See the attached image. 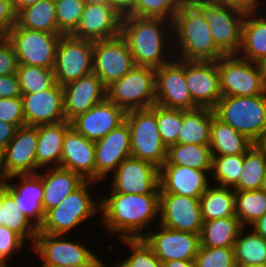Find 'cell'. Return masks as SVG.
Returning <instances> with one entry per match:
<instances>
[{
  "mask_svg": "<svg viewBox=\"0 0 266 267\" xmlns=\"http://www.w3.org/2000/svg\"><path fill=\"white\" fill-rule=\"evenodd\" d=\"M111 194L97 206L103 212V223L109 231L121 234V239L143 238L139 231L159 214L160 194Z\"/></svg>",
  "mask_w": 266,
  "mask_h": 267,
  "instance_id": "cell-1",
  "label": "cell"
},
{
  "mask_svg": "<svg viewBox=\"0 0 266 267\" xmlns=\"http://www.w3.org/2000/svg\"><path fill=\"white\" fill-rule=\"evenodd\" d=\"M172 26L182 51L181 59L216 61L225 55L213 40L205 5L181 8L175 14Z\"/></svg>",
  "mask_w": 266,
  "mask_h": 267,
  "instance_id": "cell-2",
  "label": "cell"
},
{
  "mask_svg": "<svg viewBox=\"0 0 266 267\" xmlns=\"http://www.w3.org/2000/svg\"><path fill=\"white\" fill-rule=\"evenodd\" d=\"M164 21L166 19L123 16L120 35L125 39L135 65L156 69L171 60L162 56L163 40L166 39L164 32L161 33Z\"/></svg>",
  "mask_w": 266,
  "mask_h": 267,
  "instance_id": "cell-3",
  "label": "cell"
},
{
  "mask_svg": "<svg viewBox=\"0 0 266 267\" xmlns=\"http://www.w3.org/2000/svg\"><path fill=\"white\" fill-rule=\"evenodd\" d=\"M130 129L131 157L160 168L166 161L167 147L157 124V104L125 114Z\"/></svg>",
  "mask_w": 266,
  "mask_h": 267,
  "instance_id": "cell-4",
  "label": "cell"
},
{
  "mask_svg": "<svg viewBox=\"0 0 266 267\" xmlns=\"http://www.w3.org/2000/svg\"><path fill=\"white\" fill-rule=\"evenodd\" d=\"M215 116L255 142L266 128V93L255 96H222Z\"/></svg>",
  "mask_w": 266,
  "mask_h": 267,
  "instance_id": "cell-5",
  "label": "cell"
},
{
  "mask_svg": "<svg viewBox=\"0 0 266 267\" xmlns=\"http://www.w3.org/2000/svg\"><path fill=\"white\" fill-rule=\"evenodd\" d=\"M107 99L125 113L155 104V68L135 65L121 79L106 88Z\"/></svg>",
  "mask_w": 266,
  "mask_h": 267,
  "instance_id": "cell-6",
  "label": "cell"
},
{
  "mask_svg": "<svg viewBox=\"0 0 266 267\" xmlns=\"http://www.w3.org/2000/svg\"><path fill=\"white\" fill-rule=\"evenodd\" d=\"M235 54L218 59L220 91L222 96H255L266 93V79L259 63Z\"/></svg>",
  "mask_w": 266,
  "mask_h": 267,
  "instance_id": "cell-7",
  "label": "cell"
},
{
  "mask_svg": "<svg viewBox=\"0 0 266 267\" xmlns=\"http://www.w3.org/2000/svg\"><path fill=\"white\" fill-rule=\"evenodd\" d=\"M5 37L14 48L18 64L54 69L60 34L29 30L15 23Z\"/></svg>",
  "mask_w": 266,
  "mask_h": 267,
  "instance_id": "cell-8",
  "label": "cell"
},
{
  "mask_svg": "<svg viewBox=\"0 0 266 267\" xmlns=\"http://www.w3.org/2000/svg\"><path fill=\"white\" fill-rule=\"evenodd\" d=\"M93 180H85L77 189L69 194L61 204L45 214L38 233L63 235L79 226L81 222L94 215L98 210L90 196L88 185Z\"/></svg>",
  "mask_w": 266,
  "mask_h": 267,
  "instance_id": "cell-9",
  "label": "cell"
},
{
  "mask_svg": "<svg viewBox=\"0 0 266 267\" xmlns=\"http://www.w3.org/2000/svg\"><path fill=\"white\" fill-rule=\"evenodd\" d=\"M55 80L61 86L93 71V41L61 35L54 66Z\"/></svg>",
  "mask_w": 266,
  "mask_h": 267,
  "instance_id": "cell-10",
  "label": "cell"
},
{
  "mask_svg": "<svg viewBox=\"0 0 266 267\" xmlns=\"http://www.w3.org/2000/svg\"><path fill=\"white\" fill-rule=\"evenodd\" d=\"M134 66L132 53L121 35L93 42L92 72L106 88L121 79Z\"/></svg>",
  "mask_w": 266,
  "mask_h": 267,
  "instance_id": "cell-11",
  "label": "cell"
},
{
  "mask_svg": "<svg viewBox=\"0 0 266 267\" xmlns=\"http://www.w3.org/2000/svg\"><path fill=\"white\" fill-rule=\"evenodd\" d=\"M178 61H169L155 69V104L169 109H196L186 84L185 60Z\"/></svg>",
  "mask_w": 266,
  "mask_h": 267,
  "instance_id": "cell-12",
  "label": "cell"
},
{
  "mask_svg": "<svg viewBox=\"0 0 266 267\" xmlns=\"http://www.w3.org/2000/svg\"><path fill=\"white\" fill-rule=\"evenodd\" d=\"M62 237V239H60ZM63 235L38 233L32 244L43 258L42 267L61 265H105L89 249L80 243L63 240Z\"/></svg>",
  "mask_w": 266,
  "mask_h": 267,
  "instance_id": "cell-13",
  "label": "cell"
},
{
  "mask_svg": "<svg viewBox=\"0 0 266 267\" xmlns=\"http://www.w3.org/2000/svg\"><path fill=\"white\" fill-rule=\"evenodd\" d=\"M185 79L192 100L198 108L216 107L222 97L218 60H185Z\"/></svg>",
  "mask_w": 266,
  "mask_h": 267,
  "instance_id": "cell-14",
  "label": "cell"
},
{
  "mask_svg": "<svg viewBox=\"0 0 266 267\" xmlns=\"http://www.w3.org/2000/svg\"><path fill=\"white\" fill-rule=\"evenodd\" d=\"M205 16L216 46L225 54L239 53L245 14L216 1L205 5Z\"/></svg>",
  "mask_w": 266,
  "mask_h": 267,
  "instance_id": "cell-15",
  "label": "cell"
},
{
  "mask_svg": "<svg viewBox=\"0 0 266 267\" xmlns=\"http://www.w3.org/2000/svg\"><path fill=\"white\" fill-rule=\"evenodd\" d=\"M159 224L178 231L199 234L203 225L200 199L160 193Z\"/></svg>",
  "mask_w": 266,
  "mask_h": 267,
  "instance_id": "cell-16",
  "label": "cell"
},
{
  "mask_svg": "<svg viewBox=\"0 0 266 267\" xmlns=\"http://www.w3.org/2000/svg\"><path fill=\"white\" fill-rule=\"evenodd\" d=\"M112 191L138 195L160 194L159 168L130 156L115 170Z\"/></svg>",
  "mask_w": 266,
  "mask_h": 267,
  "instance_id": "cell-17",
  "label": "cell"
},
{
  "mask_svg": "<svg viewBox=\"0 0 266 267\" xmlns=\"http://www.w3.org/2000/svg\"><path fill=\"white\" fill-rule=\"evenodd\" d=\"M160 232H147L144 241L151 247L160 261L194 260L200 247V235L168 229L159 225Z\"/></svg>",
  "mask_w": 266,
  "mask_h": 267,
  "instance_id": "cell-18",
  "label": "cell"
},
{
  "mask_svg": "<svg viewBox=\"0 0 266 267\" xmlns=\"http://www.w3.org/2000/svg\"><path fill=\"white\" fill-rule=\"evenodd\" d=\"M21 99L27 126L36 127L66 121L63 110V86L57 82L47 90L22 94Z\"/></svg>",
  "mask_w": 266,
  "mask_h": 267,
  "instance_id": "cell-19",
  "label": "cell"
},
{
  "mask_svg": "<svg viewBox=\"0 0 266 267\" xmlns=\"http://www.w3.org/2000/svg\"><path fill=\"white\" fill-rule=\"evenodd\" d=\"M122 18L109 4L85 5L80 22L71 35L93 42L114 38L121 33Z\"/></svg>",
  "mask_w": 266,
  "mask_h": 267,
  "instance_id": "cell-20",
  "label": "cell"
},
{
  "mask_svg": "<svg viewBox=\"0 0 266 267\" xmlns=\"http://www.w3.org/2000/svg\"><path fill=\"white\" fill-rule=\"evenodd\" d=\"M37 126L18 127L5 147L4 180L18 174H36Z\"/></svg>",
  "mask_w": 266,
  "mask_h": 267,
  "instance_id": "cell-21",
  "label": "cell"
},
{
  "mask_svg": "<svg viewBox=\"0 0 266 267\" xmlns=\"http://www.w3.org/2000/svg\"><path fill=\"white\" fill-rule=\"evenodd\" d=\"M106 98V87L93 72L64 85L63 110L66 121H71Z\"/></svg>",
  "mask_w": 266,
  "mask_h": 267,
  "instance_id": "cell-22",
  "label": "cell"
},
{
  "mask_svg": "<svg viewBox=\"0 0 266 267\" xmlns=\"http://www.w3.org/2000/svg\"><path fill=\"white\" fill-rule=\"evenodd\" d=\"M125 112L107 98L73 118L71 126L89 140L106 136L125 121Z\"/></svg>",
  "mask_w": 266,
  "mask_h": 267,
  "instance_id": "cell-23",
  "label": "cell"
},
{
  "mask_svg": "<svg viewBox=\"0 0 266 267\" xmlns=\"http://www.w3.org/2000/svg\"><path fill=\"white\" fill-rule=\"evenodd\" d=\"M95 181L116 170L121 162L131 156L130 129L126 121L103 138L95 141Z\"/></svg>",
  "mask_w": 266,
  "mask_h": 267,
  "instance_id": "cell-24",
  "label": "cell"
},
{
  "mask_svg": "<svg viewBox=\"0 0 266 267\" xmlns=\"http://www.w3.org/2000/svg\"><path fill=\"white\" fill-rule=\"evenodd\" d=\"M95 141L78 133L72 126L66 131L62 145L60 168L95 181Z\"/></svg>",
  "mask_w": 266,
  "mask_h": 267,
  "instance_id": "cell-25",
  "label": "cell"
},
{
  "mask_svg": "<svg viewBox=\"0 0 266 267\" xmlns=\"http://www.w3.org/2000/svg\"><path fill=\"white\" fill-rule=\"evenodd\" d=\"M207 171L209 170L179 165H162L159 168L160 193H173L200 199L209 186L205 173Z\"/></svg>",
  "mask_w": 266,
  "mask_h": 267,
  "instance_id": "cell-26",
  "label": "cell"
},
{
  "mask_svg": "<svg viewBox=\"0 0 266 267\" xmlns=\"http://www.w3.org/2000/svg\"><path fill=\"white\" fill-rule=\"evenodd\" d=\"M21 178V182L17 184L8 183L5 180L7 192L14 198L21 213L39 228L45 218V212L42 207L43 202V186L40 176L36 174H18L7 177L12 179Z\"/></svg>",
  "mask_w": 266,
  "mask_h": 267,
  "instance_id": "cell-27",
  "label": "cell"
},
{
  "mask_svg": "<svg viewBox=\"0 0 266 267\" xmlns=\"http://www.w3.org/2000/svg\"><path fill=\"white\" fill-rule=\"evenodd\" d=\"M43 186L42 207L45 214L57 207L62 201L77 189L85 179L78 173L60 167L48 169L47 174L37 173Z\"/></svg>",
  "mask_w": 266,
  "mask_h": 267,
  "instance_id": "cell-28",
  "label": "cell"
},
{
  "mask_svg": "<svg viewBox=\"0 0 266 267\" xmlns=\"http://www.w3.org/2000/svg\"><path fill=\"white\" fill-rule=\"evenodd\" d=\"M70 127V121L37 126L36 170L49 163L60 166L64 135Z\"/></svg>",
  "mask_w": 266,
  "mask_h": 267,
  "instance_id": "cell-29",
  "label": "cell"
},
{
  "mask_svg": "<svg viewBox=\"0 0 266 267\" xmlns=\"http://www.w3.org/2000/svg\"><path fill=\"white\" fill-rule=\"evenodd\" d=\"M253 144L247 136L213 116L209 143L212 156L245 154Z\"/></svg>",
  "mask_w": 266,
  "mask_h": 267,
  "instance_id": "cell-30",
  "label": "cell"
},
{
  "mask_svg": "<svg viewBox=\"0 0 266 267\" xmlns=\"http://www.w3.org/2000/svg\"><path fill=\"white\" fill-rule=\"evenodd\" d=\"M214 115V110L209 108L182 110V126L177 143L209 145Z\"/></svg>",
  "mask_w": 266,
  "mask_h": 267,
  "instance_id": "cell-31",
  "label": "cell"
},
{
  "mask_svg": "<svg viewBox=\"0 0 266 267\" xmlns=\"http://www.w3.org/2000/svg\"><path fill=\"white\" fill-rule=\"evenodd\" d=\"M252 15L244 17L239 51L245 54L241 58L259 63L266 57V18L261 15L253 18Z\"/></svg>",
  "mask_w": 266,
  "mask_h": 267,
  "instance_id": "cell-32",
  "label": "cell"
},
{
  "mask_svg": "<svg viewBox=\"0 0 266 267\" xmlns=\"http://www.w3.org/2000/svg\"><path fill=\"white\" fill-rule=\"evenodd\" d=\"M245 228L236 217L204 221L200 232V245L205 247H234L237 236Z\"/></svg>",
  "mask_w": 266,
  "mask_h": 267,
  "instance_id": "cell-33",
  "label": "cell"
},
{
  "mask_svg": "<svg viewBox=\"0 0 266 267\" xmlns=\"http://www.w3.org/2000/svg\"><path fill=\"white\" fill-rule=\"evenodd\" d=\"M16 24L29 30L58 33L55 0H41L21 9Z\"/></svg>",
  "mask_w": 266,
  "mask_h": 267,
  "instance_id": "cell-34",
  "label": "cell"
},
{
  "mask_svg": "<svg viewBox=\"0 0 266 267\" xmlns=\"http://www.w3.org/2000/svg\"><path fill=\"white\" fill-rule=\"evenodd\" d=\"M200 204L203 222L225 217H236L235 191L233 188L221 186L211 188L209 186L200 197Z\"/></svg>",
  "mask_w": 266,
  "mask_h": 267,
  "instance_id": "cell-35",
  "label": "cell"
},
{
  "mask_svg": "<svg viewBox=\"0 0 266 267\" xmlns=\"http://www.w3.org/2000/svg\"><path fill=\"white\" fill-rule=\"evenodd\" d=\"M212 152L210 145L174 144L167 148L163 165H179L198 170H211Z\"/></svg>",
  "mask_w": 266,
  "mask_h": 267,
  "instance_id": "cell-36",
  "label": "cell"
},
{
  "mask_svg": "<svg viewBox=\"0 0 266 267\" xmlns=\"http://www.w3.org/2000/svg\"><path fill=\"white\" fill-rule=\"evenodd\" d=\"M0 225L19 234L24 240L28 236L35 241L39 228L21 213V209L15 203L14 198L7 192L4 180V198L2 200Z\"/></svg>",
  "mask_w": 266,
  "mask_h": 267,
  "instance_id": "cell-37",
  "label": "cell"
},
{
  "mask_svg": "<svg viewBox=\"0 0 266 267\" xmlns=\"http://www.w3.org/2000/svg\"><path fill=\"white\" fill-rule=\"evenodd\" d=\"M244 231V228L240 231L233 247L236 265L247 266L266 263V240L254 231L242 236Z\"/></svg>",
  "mask_w": 266,
  "mask_h": 267,
  "instance_id": "cell-38",
  "label": "cell"
},
{
  "mask_svg": "<svg viewBox=\"0 0 266 267\" xmlns=\"http://www.w3.org/2000/svg\"><path fill=\"white\" fill-rule=\"evenodd\" d=\"M266 172V158L253 144L244 154L243 171L234 191L259 190Z\"/></svg>",
  "mask_w": 266,
  "mask_h": 267,
  "instance_id": "cell-39",
  "label": "cell"
},
{
  "mask_svg": "<svg viewBox=\"0 0 266 267\" xmlns=\"http://www.w3.org/2000/svg\"><path fill=\"white\" fill-rule=\"evenodd\" d=\"M235 213L241 224H253L266 213L264 190L235 191Z\"/></svg>",
  "mask_w": 266,
  "mask_h": 267,
  "instance_id": "cell-40",
  "label": "cell"
},
{
  "mask_svg": "<svg viewBox=\"0 0 266 267\" xmlns=\"http://www.w3.org/2000/svg\"><path fill=\"white\" fill-rule=\"evenodd\" d=\"M17 76L22 94H32L47 90L55 83L53 69L18 64Z\"/></svg>",
  "mask_w": 266,
  "mask_h": 267,
  "instance_id": "cell-41",
  "label": "cell"
},
{
  "mask_svg": "<svg viewBox=\"0 0 266 267\" xmlns=\"http://www.w3.org/2000/svg\"><path fill=\"white\" fill-rule=\"evenodd\" d=\"M244 154L222 155L212 157V168L215 178L221 187L233 188L243 171Z\"/></svg>",
  "mask_w": 266,
  "mask_h": 267,
  "instance_id": "cell-42",
  "label": "cell"
},
{
  "mask_svg": "<svg viewBox=\"0 0 266 267\" xmlns=\"http://www.w3.org/2000/svg\"><path fill=\"white\" fill-rule=\"evenodd\" d=\"M179 10L177 0H134L132 10L127 15L167 19V22L172 25L175 14Z\"/></svg>",
  "mask_w": 266,
  "mask_h": 267,
  "instance_id": "cell-43",
  "label": "cell"
},
{
  "mask_svg": "<svg viewBox=\"0 0 266 267\" xmlns=\"http://www.w3.org/2000/svg\"><path fill=\"white\" fill-rule=\"evenodd\" d=\"M84 6L82 0H55L58 34L71 35L76 30Z\"/></svg>",
  "mask_w": 266,
  "mask_h": 267,
  "instance_id": "cell-44",
  "label": "cell"
},
{
  "mask_svg": "<svg viewBox=\"0 0 266 267\" xmlns=\"http://www.w3.org/2000/svg\"><path fill=\"white\" fill-rule=\"evenodd\" d=\"M157 124L165 146L168 148L177 144V138L182 126V110L169 109L157 105Z\"/></svg>",
  "mask_w": 266,
  "mask_h": 267,
  "instance_id": "cell-45",
  "label": "cell"
},
{
  "mask_svg": "<svg viewBox=\"0 0 266 267\" xmlns=\"http://www.w3.org/2000/svg\"><path fill=\"white\" fill-rule=\"evenodd\" d=\"M122 240L130 247L132 254L117 267H162V262L143 238Z\"/></svg>",
  "mask_w": 266,
  "mask_h": 267,
  "instance_id": "cell-46",
  "label": "cell"
},
{
  "mask_svg": "<svg viewBox=\"0 0 266 267\" xmlns=\"http://www.w3.org/2000/svg\"><path fill=\"white\" fill-rule=\"evenodd\" d=\"M197 267H237L233 247H199L195 256Z\"/></svg>",
  "mask_w": 266,
  "mask_h": 267,
  "instance_id": "cell-47",
  "label": "cell"
},
{
  "mask_svg": "<svg viewBox=\"0 0 266 267\" xmlns=\"http://www.w3.org/2000/svg\"><path fill=\"white\" fill-rule=\"evenodd\" d=\"M0 121L25 126L21 97L0 98Z\"/></svg>",
  "mask_w": 266,
  "mask_h": 267,
  "instance_id": "cell-48",
  "label": "cell"
},
{
  "mask_svg": "<svg viewBox=\"0 0 266 267\" xmlns=\"http://www.w3.org/2000/svg\"><path fill=\"white\" fill-rule=\"evenodd\" d=\"M24 239L4 225H0V267H8L7 257L24 244Z\"/></svg>",
  "mask_w": 266,
  "mask_h": 267,
  "instance_id": "cell-49",
  "label": "cell"
},
{
  "mask_svg": "<svg viewBox=\"0 0 266 267\" xmlns=\"http://www.w3.org/2000/svg\"><path fill=\"white\" fill-rule=\"evenodd\" d=\"M18 60L14 48L5 36H0V75L17 73Z\"/></svg>",
  "mask_w": 266,
  "mask_h": 267,
  "instance_id": "cell-50",
  "label": "cell"
},
{
  "mask_svg": "<svg viewBox=\"0 0 266 267\" xmlns=\"http://www.w3.org/2000/svg\"><path fill=\"white\" fill-rule=\"evenodd\" d=\"M17 73L0 75V98L21 97Z\"/></svg>",
  "mask_w": 266,
  "mask_h": 267,
  "instance_id": "cell-51",
  "label": "cell"
},
{
  "mask_svg": "<svg viewBox=\"0 0 266 267\" xmlns=\"http://www.w3.org/2000/svg\"><path fill=\"white\" fill-rule=\"evenodd\" d=\"M16 23V14L10 0H0V36H6Z\"/></svg>",
  "mask_w": 266,
  "mask_h": 267,
  "instance_id": "cell-52",
  "label": "cell"
},
{
  "mask_svg": "<svg viewBox=\"0 0 266 267\" xmlns=\"http://www.w3.org/2000/svg\"><path fill=\"white\" fill-rule=\"evenodd\" d=\"M218 4L235 9L243 14H253L258 0H215Z\"/></svg>",
  "mask_w": 266,
  "mask_h": 267,
  "instance_id": "cell-53",
  "label": "cell"
},
{
  "mask_svg": "<svg viewBox=\"0 0 266 267\" xmlns=\"http://www.w3.org/2000/svg\"><path fill=\"white\" fill-rule=\"evenodd\" d=\"M16 130L15 125L0 121V146L5 148L15 136Z\"/></svg>",
  "mask_w": 266,
  "mask_h": 267,
  "instance_id": "cell-54",
  "label": "cell"
},
{
  "mask_svg": "<svg viewBox=\"0 0 266 267\" xmlns=\"http://www.w3.org/2000/svg\"><path fill=\"white\" fill-rule=\"evenodd\" d=\"M133 2L134 0H109V5L125 16L132 10Z\"/></svg>",
  "mask_w": 266,
  "mask_h": 267,
  "instance_id": "cell-55",
  "label": "cell"
},
{
  "mask_svg": "<svg viewBox=\"0 0 266 267\" xmlns=\"http://www.w3.org/2000/svg\"><path fill=\"white\" fill-rule=\"evenodd\" d=\"M253 231L266 240V213L252 224Z\"/></svg>",
  "mask_w": 266,
  "mask_h": 267,
  "instance_id": "cell-56",
  "label": "cell"
},
{
  "mask_svg": "<svg viewBox=\"0 0 266 267\" xmlns=\"http://www.w3.org/2000/svg\"><path fill=\"white\" fill-rule=\"evenodd\" d=\"M178 6L181 8L185 7H197L208 5L209 3L215 2V0H177Z\"/></svg>",
  "mask_w": 266,
  "mask_h": 267,
  "instance_id": "cell-57",
  "label": "cell"
},
{
  "mask_svg": "<svg viewBox=\"0 0 266 267\" xmlns=\"http://www.w3.org/2000/svg\"><path fill=\"white\" fill-rule=\"evenodd\" d=\"M162 267H197L194 260H172L162 263Z\"/></svg>",
  "mask_w": 266,
  "mask_h": 267,
  "instance_id": "cell-58",
  "label": "cell"
},
{
  "mask_svg": "<svg viewBox=\"0 0 266 267\" xmlns=\"http://www.w3.org/2000/svg\"><path fill=\"white\" fill-rule=\"evenodd\" d=\"M39 1L41 0H10L15 14H17L21 9L33 5L34 3H37Z\"/></svg>",
  "mask_w": 266,
  "mask_h": 267,
  "instance_id": "cell-59",
  "label": "cell"
},
{
  "mask_svg": "<svg viewBox=\"0 0 266 267\" xmlns=\"http://www.w3.org/2000/svg\"><path fill=\"white\" fill-rule=\"evenodd\" d=\"M254 145L261 151L266 158V128L260 137L254 142Z\"/></svg>",
  "mask_w": 266,
  "mask_h": 267,
  "instance_id": "cell-60",
  "label": "cell"
},
{
  "mask_svg": "<svg viewBox=\"0 0 266 267\" xmlns=\"http://www.w3.org/2000/svg\"><path fill=\"white\" fill-rule=\"evenodd\" d=\"M5 148L0 146V182L4 181Z\"/></svg>",
  "mask_w": 266,
  "mask_h": 267,
  "instance_id": "cell-61",
  "label": "cell"
},
{
  "mask_svg": "<svg viewBox=\"0 0 266 267\" xmlns=\"http://www.w3.org/2000/svg\"><path fill=\"white\" fill-rule=\"evenodd\" d=\"M85 5H89V4H109V0H82Z\"/></svg>",
  "mask_w": 266,
  "mask_h": 267,
  "instance_id": "cell-62",
  "label": "cell"
},
{
  "mask_svg": "<svg viewBox=\"0 0 266 267\" xmlns=\"http://www.w3.org/2000/svg\"><path fill=\"white\" fill-rule=\"evenodd\" d=\"M54 267H105L104 265H61Z\"/></svg>",
  "mask_w": 266,
  "mask_h": 267,
  "instance_id": "cell-63",
  "label": "cell"
},
{
  "mask_svg": "<svg viewBox=\"0 0 266 267\" xmlns=\"http://www.w3.org/2000/svg\"><path fill=\"white\" fill-rule=\"evenodd\" d=\"M259 65H260V68H261V71L263 72V75L266 79V57L263 58L260 62H259Z\"/></svg>",
  "mask_w": 266,
  "mask_h": 267,
  "instance_id": "cell-64",
  "label": "cell"
},
{
  "mask_svg": "<svg viewBox=\"0 0 266 267\" xmlns=\"http://www.w3.org/2000/svg\"><path fill=\"white\" fill-rule=\"evenodd\" d=\"M3 198H4V181L0 182V214H1V206Z\"/></svg>",
  "mask_w": 266,
  "mask_h": 267,
  "instance_id": "cell-65",
  "label": "cell"
},
{
  "mask_svg": "<svg viewBox=\"0 0 266 267\" xmlns=\"http://www.w3.org/2000/svg\"><path fill=\"white\" fill-rule=\"evenodd\" d=\"M261 190H264L266 192V172L264 174V177H263V180H262V183H261Z\"/></svg>",
  "mask_w": 266,
  "mask_h": 267,
  "instance_id": "cell-66",
  "label": "cell"
},
{
  "mask_svg": "<svg viewBox=\"0 0 266 267\" xmlns=\"http://www.w3.org/2000/svg\"><path fill=\"white\" fill-rule=\"evenodd\" d=\"M237 267H266V263L256 264V265H247V266H237Z\"/></svg>",
  "mask_w": 266,
  "mask_h": 267,
  "instance_id": "cell-67",
  "label": "cell"
}]
</instances>
